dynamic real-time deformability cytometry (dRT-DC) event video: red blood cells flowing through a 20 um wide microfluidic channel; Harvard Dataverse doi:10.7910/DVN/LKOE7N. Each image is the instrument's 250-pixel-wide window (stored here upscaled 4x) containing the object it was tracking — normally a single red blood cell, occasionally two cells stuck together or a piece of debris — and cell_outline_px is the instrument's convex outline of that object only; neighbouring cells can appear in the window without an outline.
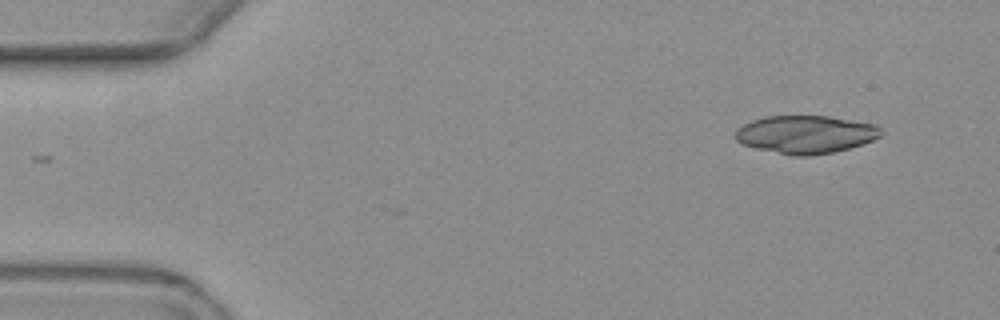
{"species": "common noctule bat (a hibernating species)", "species_latin": "Nyctalus noctula", "temperature_condition": "warm", "stored_images_in_passage": 2, "camera_frame_rate_fps": 3000, "um_per_image_px": 0.085, "animal": {"sex": "female", "body_mass_g": 19.3, "forearm_length_mm": 54.1}, "frame": {"image": 1, "passage_image": 2, "time_ms": 1.333, "image_size_px": [1000, 320], "cell_outline_px": [[880, 136], [864, 144], [832, 152], [812, 156], [792, 156], [756, 148], [744, 144], [736, 140], [736, 128], [752, 120], [764, 116], [828, 116], [876, 124], [880, 128]], "centroid_in_image_um": [68.47, 11.42], "position_along_channel_um": 16.5, "area_um2": 32.14}}